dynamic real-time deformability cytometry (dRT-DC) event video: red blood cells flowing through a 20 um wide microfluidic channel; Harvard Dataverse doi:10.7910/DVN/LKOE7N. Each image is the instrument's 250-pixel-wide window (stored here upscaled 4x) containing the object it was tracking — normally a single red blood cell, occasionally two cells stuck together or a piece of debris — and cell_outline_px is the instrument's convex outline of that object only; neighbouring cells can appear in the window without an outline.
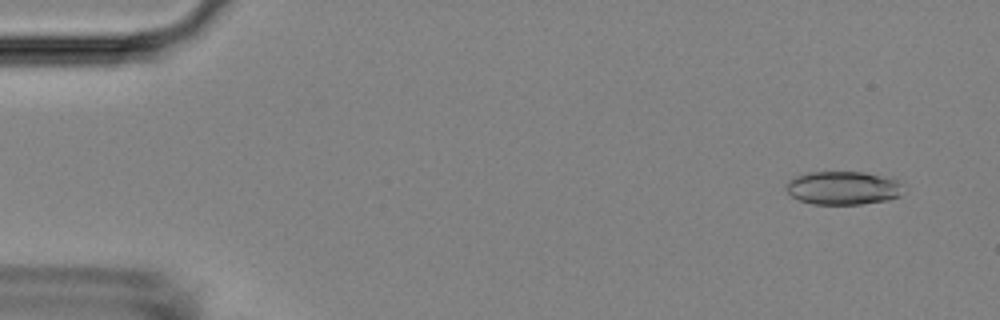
{"species": "Egyptian fruit bat (a non-hibernating species)", "species_latin": "Rousettus aegyptiacus", "temperature_condition": "room temperature", "stored_images_in_passage": 54, "camera_frame_rate_fps": 3000, "um_per_image_px": 0.085, "animal": {"sex": "female"}, "frame": {"image": 1, "passage_image": 4, "time_ms": 1.0, "image_size_px": [1000, 320], "cell_outline_px": [[908, 188], [900, 196], [888, 200], [860, 204], [812, 204], [800, 200], [792, 196], [784, 188], [788, 180], [796, 176], [808, 172], [864, 172], [900, 180], [908, 184]], "centroid_in_image_um": [71.75, 15.97], "position_along_channel_um": 13.2, "area_um2": 23.35}}
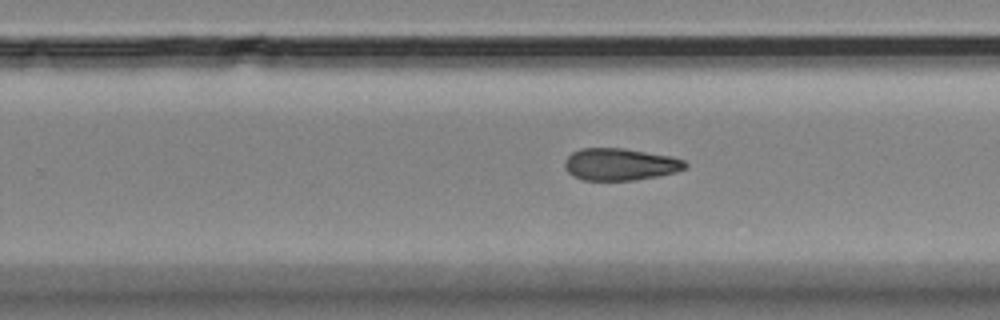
{"frame": {"image": 2, "passage_image": 34, "time_ms": 11.0, "image_size_px": [1000, 320], "cell_outline_px": [[688, 168], [676, 172], [660, 176], [636, 180], [584, 180], [572, 176], [564, 168], [564, 160], [572, 152], [580, 148], [624, 148], [672, 156], [684, 160], [688, 164]], "centroid_in_image_um": [52.73, 13.97], "position_along_channel_um": 277.1, "area_um2": 22.89}}
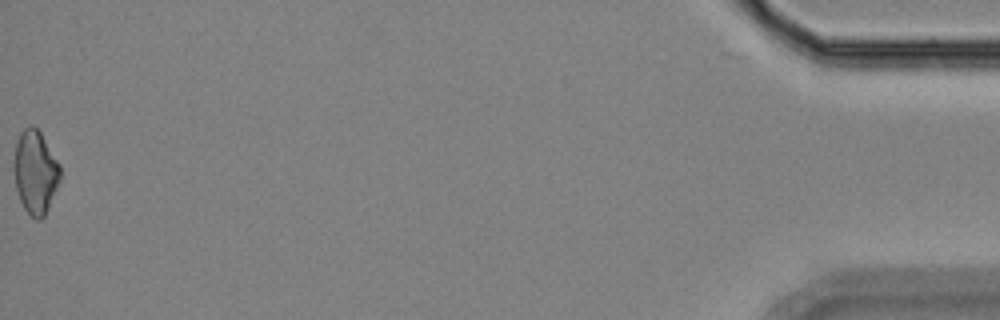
{"frame": {"image": 3, "passage_image": 54, "time_ms": 17.667, "image_size_px": [1000, 320], "cell_outline_px": [[60, 180], [48, 208], [44, 216], [40, 220], [36, 220], [24, 208], [20, 200], [16, 188], [12, 172], [12, 160], [16, 140], [20, 132], [28, 124], [32, 124], [40, 132], [60, 164]], "centroid_in_image_um": [2.96, 14.59], "position_along_channel_um": 432.2, "area_um2": 22.83}}